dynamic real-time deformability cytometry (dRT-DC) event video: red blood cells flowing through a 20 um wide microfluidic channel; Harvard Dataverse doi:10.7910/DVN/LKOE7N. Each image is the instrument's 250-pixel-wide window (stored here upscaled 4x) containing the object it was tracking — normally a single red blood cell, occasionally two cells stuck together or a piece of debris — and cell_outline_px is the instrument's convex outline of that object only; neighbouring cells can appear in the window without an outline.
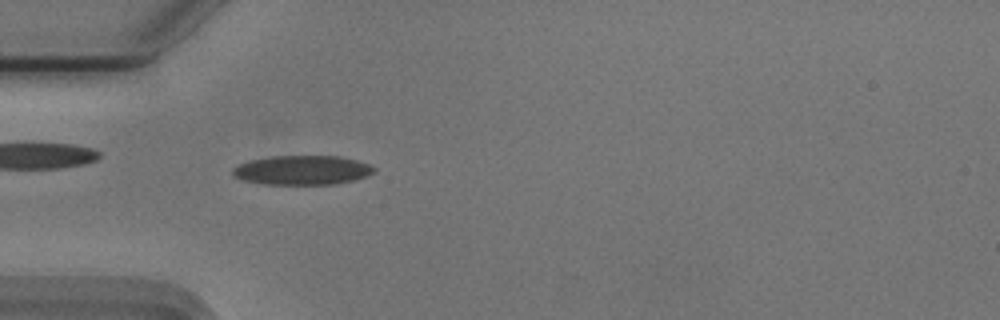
{"species": "Egyptian fruit bat (a non-hibernating species)", "species_latin": "Rousettus aegyptiacus", "temperature_condition": "cold", "stored_images_in_passage": 41, "camera_frame_rate_fps": 3000, "um_per_image_px": 0.085, "animal": {"sex": "male"}, "frame": {"image": 1, "passage_image": 3, "time_ms": 0.667, "image_size_px": [1000, 320], "cell_outline_px": [[376, 172], [352, 180], [336, 184], [264, 184], [244, 180], [232, 176], [232, 168], [236, 164], [252, 160], [272, 156], [340, 156], [356, 160], [368, 164], [376, 168]], "centroid_in_image_um": [25.66, 14.46], "position_along_channel_um": 59.3, "area_um2": 24.1}}
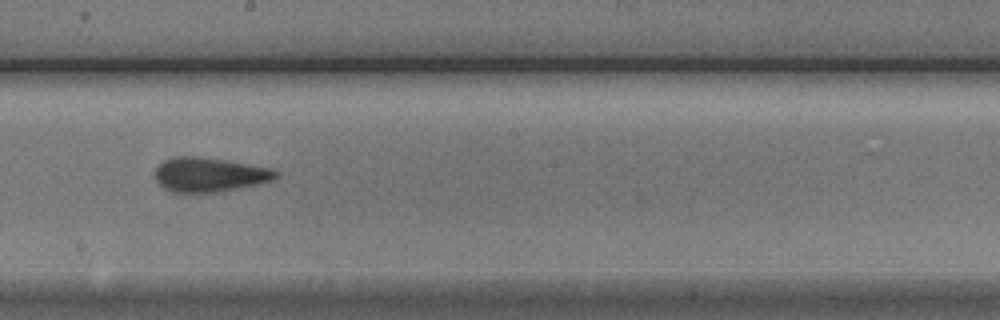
{"frame": {"image": 2, "passage_image": 17, "time_ms": 5.333, "image_size_px": [1000, 320], "cell_outline_px": [[280, 176], [272, 180], [256, 184], [216, 192], [176, 192], [164, 188], [156, 180], [156, 168], [164, 160], [176, 156], [196, 156], [228, 160], [272, 168], [280, 172]], "centroid_in_image_um": [17.84, 14.82], "position_along_channel_um": 230.4, "area_um2": 24.04}}
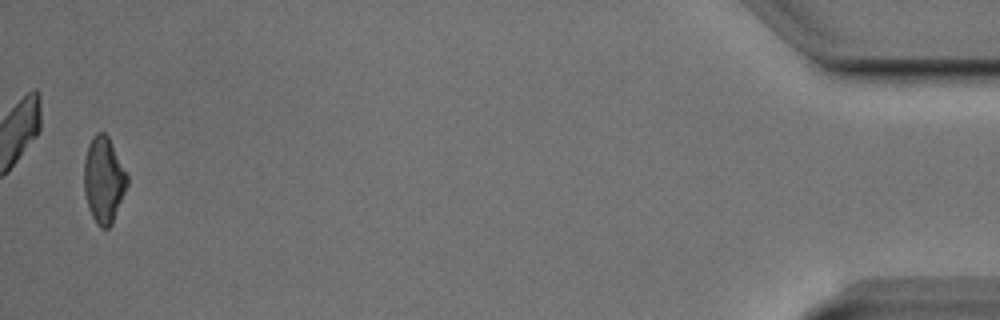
{"frame": {"image": 3, "passage_image": 40, "time_ms": 13.0, "image_size_px": [1000, 320], "cell_outline_px": [[128, 184], [112, 224], [108, 228], [100, 228], [96, 224], [88, 208], [84, 192], [84, 160], [88, 144], [92, 136], [96, 132], [104, 132], [108, 136], [128, 176]], "centroid_in_image_um": [8.8, 15.3], "position_along_channel_um": 426.4, "area_um2": 21.73}, "authors_computed_cell_mechanics": {"area_um2": 23.2356, "velocity_mm_per_s": 3.733, "shape_relaxation_time_tau1_ms": 3.9347, "shape_relaxation_time_tau2_ms": 1.8546, "deformation_change_tau1": 0.1292, "deformation_change_tau2": 0.094}}